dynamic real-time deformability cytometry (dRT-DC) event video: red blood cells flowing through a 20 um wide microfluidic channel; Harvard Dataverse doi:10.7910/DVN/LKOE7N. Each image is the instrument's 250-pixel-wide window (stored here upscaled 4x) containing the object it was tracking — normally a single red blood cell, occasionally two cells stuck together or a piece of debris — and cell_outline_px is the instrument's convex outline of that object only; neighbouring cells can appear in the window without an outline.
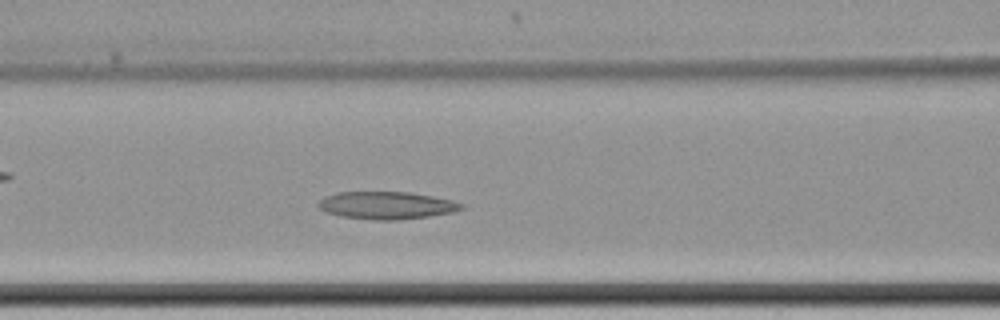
{"species": "common noctule bat (a hibernating species)", "species_latin": "Nyctalus noctula", "temperature_condition": "cold", "stored_images_in_passage": 57, "camera_frame_rate_fps": 3000, "um_per_image_px": 0.085, "animal": {"sex": "female", "body_mass_g": 22.7, "forearm_length_mm": 54.2}, "frame": {"image": 1, "passage_image": 22, "time_ms": 7.0, "image_size_px": [1000, 320], "cell_outline_px": [[464, 208], [452, 212], [428, 216], [396, 220], [376, 220], [340, 216], [324, 212], [316, 204], [324, 196], [336, 192], [408, 192], [432, 196], [452, 200], [464, 204]], "centroid_in_image_um": [32.82, 17.45], "position_along_channel_um": 133.8, "area_um2": 22.95}}
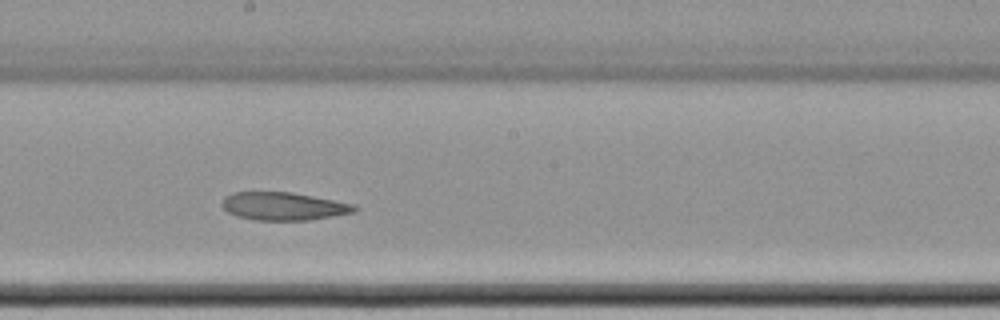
{"frame": {"image": 2, "passage_image": 30, "time_ms": 9.667, "image_size_px": [1000, 320], "cell_outline_px": [[360, 208], [356, 212], [308, 220], [256, 220], [236, 216], [228, 212], [220, 204], [232, 192], [292, 192], [356, 204]], "centroid_in_image_um": [24.15, 17.53], "position_along_channel_um": 224.0, "area_um2": 21.62}}
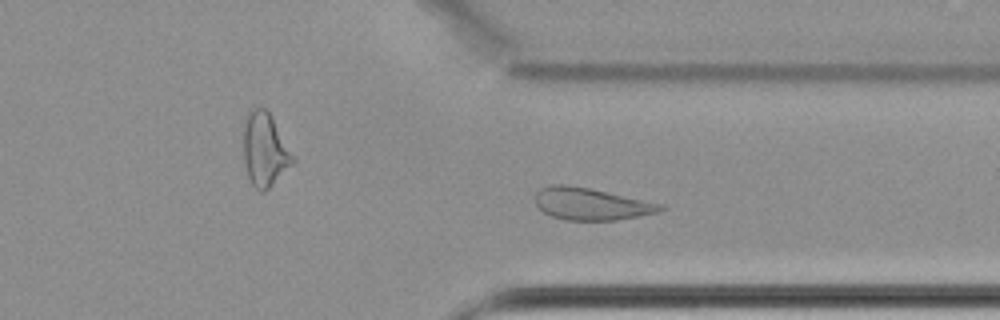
{"frame": {"image": 3, "passage_image": 42, "time_ms": 13.667, "image_size_px": [1000, 320], "cell_outline_px": [[664, 208], [660, 212], [616, 220], [564, 220], [552, 216], [544, 212], [536, 204], [536, 192], [540, 188], [552, 184], [564, 184], [588, 188], [664, 204]], "centroid_in_image_um": [50.24, 17.33], "position_along_channel_um": 361.2, "area_um2": 23.24}}